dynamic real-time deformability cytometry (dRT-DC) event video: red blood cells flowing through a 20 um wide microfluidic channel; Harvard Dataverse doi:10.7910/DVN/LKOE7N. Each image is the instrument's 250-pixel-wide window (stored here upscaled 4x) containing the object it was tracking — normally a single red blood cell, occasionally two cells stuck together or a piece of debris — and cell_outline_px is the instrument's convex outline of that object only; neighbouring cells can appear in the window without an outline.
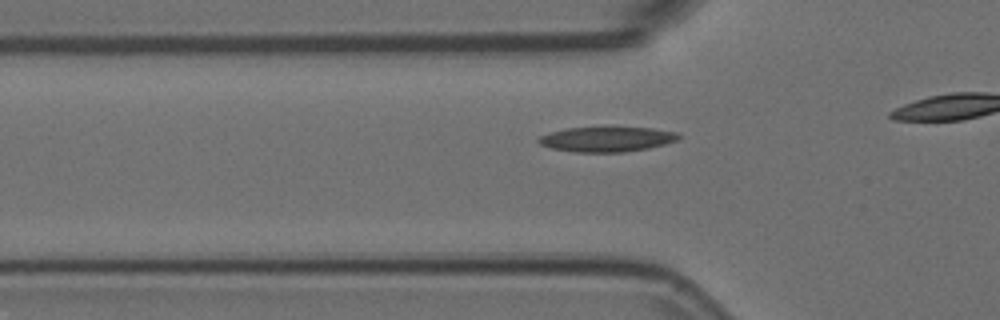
{"species": "Egyptian fruit bat (a non-hibernating species)", "species_latin": "Rousettus aegyptiacus", "temperature_condition": "room temperature", "stored_images_in_passage": 16, "camera_frame_rate_fps": 3000, "um_per_image_px": 0.085, "animal": {"sex": "female"}, "frame": {"image": 1, "passage_image": 10, "time_ms": 3.0, "image_size_px": [1000, 320], "cell_outline_px": [[680, 136], [676, 140], [664, 144], [648, 148], [624, 152], [576, 152], [552, 148], [540, 144], [536, 140], [540, 136], [564, 128], [604, 124], [652, 128], [676, 132]], "centroid_in_image_um": [51.56, 11.77], "position_along_channel_um": 74.2, "area_um2": 21.27}}
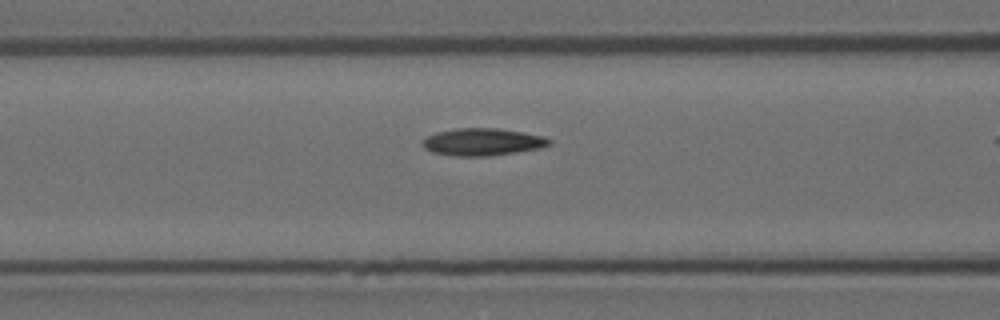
{"frame": {"image": 2, "passage_image": 14, "time_ms": 4.333, "image_size_px": [1000, 320], "cell_outline_px": [[552, 144], [540, 148], [516, 152], [488, 156], [452, 156], [432, 152], [424, 148], [420, 144], [428, 136], [436, 132], [456, 128], [496, 128], [524, 132], [544, 136], [552, 140]], "centroid_in_image_um": [41.02, 12.06], "position_along_channel_um": 125.6, "area_um2": 20.29}}